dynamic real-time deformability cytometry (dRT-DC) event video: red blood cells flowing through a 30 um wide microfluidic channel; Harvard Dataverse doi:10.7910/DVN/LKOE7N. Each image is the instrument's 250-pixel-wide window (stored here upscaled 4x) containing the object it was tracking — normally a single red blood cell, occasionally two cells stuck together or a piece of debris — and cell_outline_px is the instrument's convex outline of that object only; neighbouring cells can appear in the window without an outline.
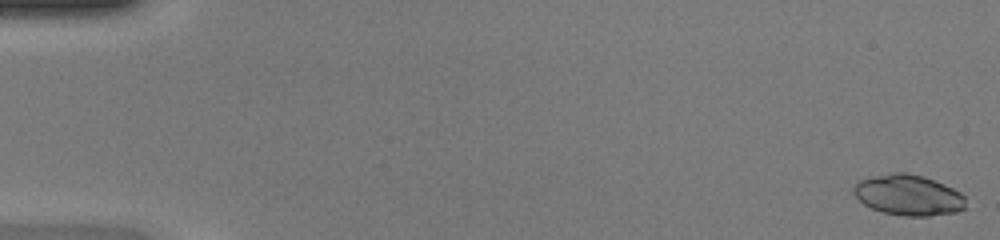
{"species": "common noctule bat (a hibernating species)", "species_latin": "Nyctalus noctula", "temperature_condition": "warm", "stored_images_in_passage": 49, "camera_frame_rate_fps": 3000, "um_per_image_px": 0.085, "animal": {"sex": "female", "body_mass_g": 20.0, "forearm_length_mm": 54.0}, "frame": {"image": 1, "passage_image": 1, "time_ms": 0.0, "image_size_px": [1000, 240], "cell_outline_px": [[964, 208], [956, 212], [928, 216], [904, 216], [884, 212], [872, 208], [864, 204], [852, 192], [852, 188], [860, 180], [872, 176], [892, 172], [904, 172], [920, 176], [944, 184], [960, 192], [964, 196]], "centroid_in_image_um": [77.19, 16.58], "position_along_channel_um": 7.8, "area_um2": 26.3}}
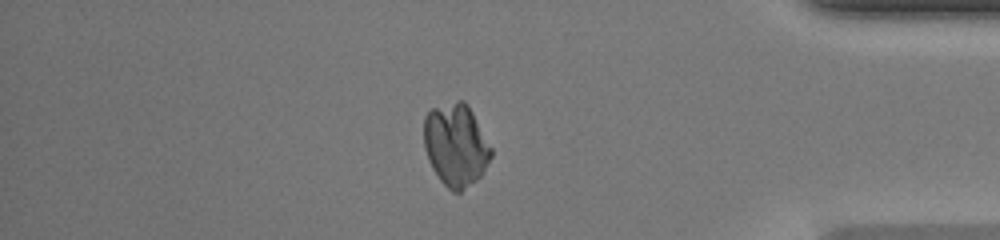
{"frame": {"image": 2, "passage_image": 42, "time_ms": 13.667, "image_size_px": [1000, 240], "cell_outline_px": [[492, 156], [480, 176], [476, 180], [460, 192], [452, 192], [440, 180], [432, 168], [428, 160], [424, 148], [424, 116], [432, 108], [456, 100], [464, 100], [468, 104], [492, 148]], "centroid_in_image_um": [38.73, 12.31], "position_along_channel_um": 396.5, "area_um2": 32.43}}
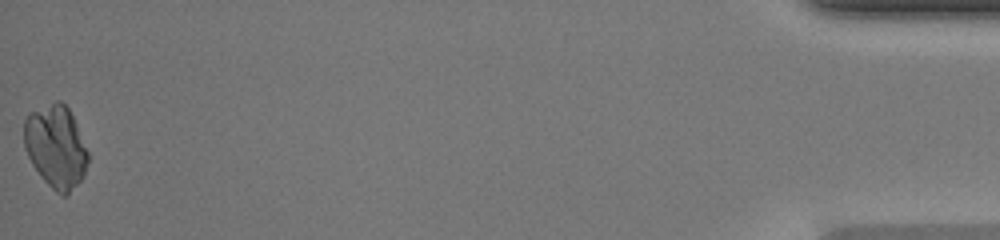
{"frame": {"image": 3, "passage_image": 49, "time_ms": 16.0, "image_size_px": [1000, 240], "cell_outline_px": [[88, 160], [84, 176], [68, 196], [60, 196], [40, 176], [32, 164], [24, 148], [24, 120], [32, 112], [56, 100], [60, 100], [68, 108], [76, 124], [88, 152]], "centroid_in_image_um": [4.75, 12.5], "position_along_channel_um": 430.5, "area_um2": 30.75}}